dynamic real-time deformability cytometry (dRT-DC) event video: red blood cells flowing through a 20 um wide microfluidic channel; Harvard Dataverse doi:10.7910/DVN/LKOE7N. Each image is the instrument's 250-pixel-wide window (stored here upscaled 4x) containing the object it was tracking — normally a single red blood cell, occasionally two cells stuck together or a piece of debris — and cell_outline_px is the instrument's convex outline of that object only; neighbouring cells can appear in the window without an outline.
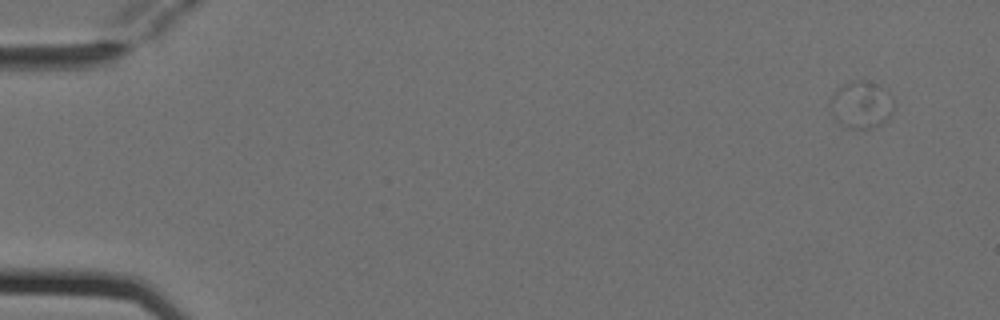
{"species": "Egyptian fruit bat (a non-hibernating species)", "species_latin": "Rousettus aegyptiacus", "temperature_condition": "cold", "stored_images_in_passage": 2, "camera_frame_rate_fps": 3000, "um_per_image_px": 0.085, "animal": {"sex": "female"}, "frame": {"image": 1, "passage_image": 1, "time_ms": 0.0, "image_size_px": [1000, 320], "cell_outline_px": [[896, 108], [888, 120], [872, 128], [848, 128], [840, 124], [828, 112], [828, 104], [836, 88], [852, 80], [864, 80], [888, 88]], "centroid_in_image_um": [73.21, 8.89], "position_along_channel_um": 11.8, "area_um2": 18.21}}